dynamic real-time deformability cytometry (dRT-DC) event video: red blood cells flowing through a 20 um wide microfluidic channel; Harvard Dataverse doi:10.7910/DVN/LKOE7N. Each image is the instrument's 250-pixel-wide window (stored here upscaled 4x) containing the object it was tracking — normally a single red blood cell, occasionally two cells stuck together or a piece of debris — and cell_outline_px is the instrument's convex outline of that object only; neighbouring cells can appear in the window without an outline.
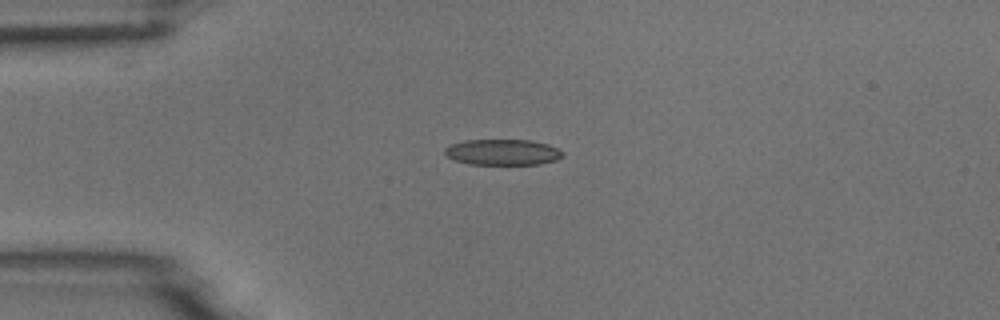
{"species": "common noctule bat (a hibernating species)", "species_latin": "Nyctalus noctula", "temperature_condition": "room temperature", "stored_images_in_passage": 3, "camera_frame_rate_fps": 3000, "um_per_image_px": 0.085, "animal": {"sex": "male", "body_mass_g": 18.8}, "frame": {"image": 1, "passage_image": 1, "time_ms": 0.0, "image_size_px": [1000, 320], "cell_outline_px": [[564, 156], [556, 160], [540, 164], [468, 164], [452, 160], [444, 152], [444, 148], [452, 144], [464, 140], [532, 140], [548, 144], [564, 152]], "centroid_in_image_um": [42.73, 12.93], "position_along_channel_um": 42.3, "area_um2": 17.86}}